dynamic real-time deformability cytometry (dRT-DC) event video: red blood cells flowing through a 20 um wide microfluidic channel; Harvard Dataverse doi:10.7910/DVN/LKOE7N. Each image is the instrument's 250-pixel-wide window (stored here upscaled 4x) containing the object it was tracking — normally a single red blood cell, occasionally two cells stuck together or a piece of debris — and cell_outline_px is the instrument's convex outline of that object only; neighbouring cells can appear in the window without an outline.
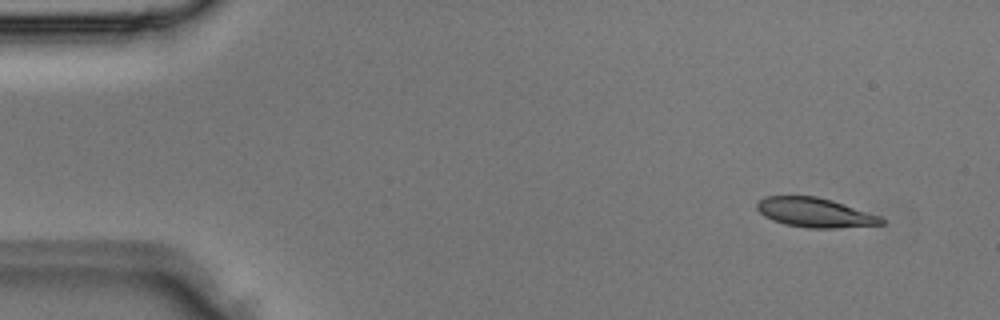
{"species": "Egyptian fruit bat (a non-hibernating species)", "species_latin": "Rousettus aegyptiacus", "temperature_condition": "room temperature", "stored_images_in_passage": 3, "camera_frame_rate_fps": 3000, "um_per_image_px": 0.085, "animal": {"sex": "male"}, "frame": {"image": 1, "passage_image": 1, "time_ms": 0.0, "image_size_px": [1000, 320], "cell_outline_px": [[884, 224], [836, 228], [808, 228], [784, 224], [772, 220], [764, 216], [756, 208], [756, 204], [764, 196], [816, 196], [832, 200], [880, 216], [884, 220]], "centroid_in_image_um": [69.24, 18.07], "position_along_channel_um": 15.8, "area_um2": 21.27}}
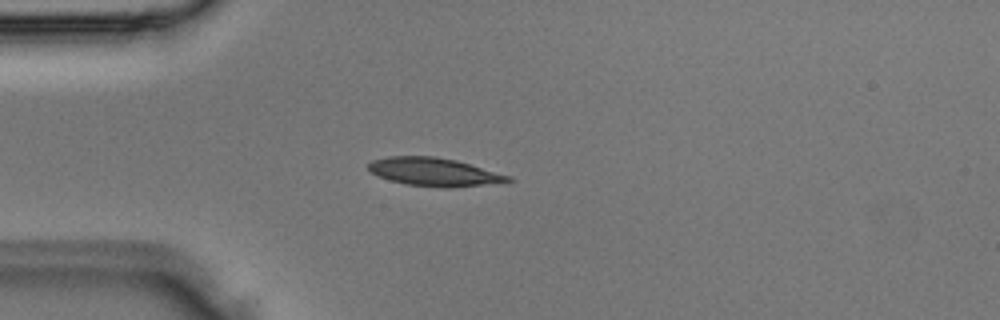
{"frame": {"image": 2, "passage_image": 3, "time_ms": 0.667, "image_size_px": [1000, 320], "cell_outline_px": [[512, 180], [452, 188], [448, 188], [408, 184], [392, 180], [380, 176], [372, 172], [368, 168], [368, 164], [372, 160], [388, 156], [436, 156], [456, 160], [512, 176]], "centroid_in_image_um": [36.89, 14.59], "position_along_channel_um": 48.1, "area_um2": 22.54}}